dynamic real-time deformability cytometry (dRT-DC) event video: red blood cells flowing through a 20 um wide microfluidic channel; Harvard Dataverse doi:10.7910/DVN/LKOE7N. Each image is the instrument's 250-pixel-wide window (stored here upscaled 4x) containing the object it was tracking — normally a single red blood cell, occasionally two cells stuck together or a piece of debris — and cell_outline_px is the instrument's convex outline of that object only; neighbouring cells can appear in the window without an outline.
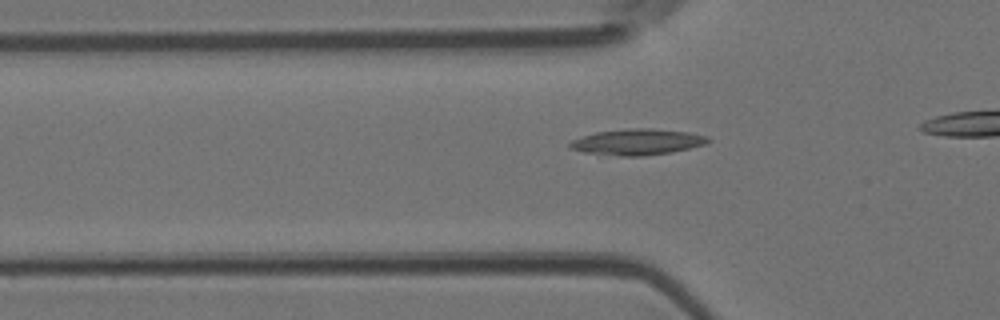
{"species": "Egyptian fruit bat (a non-hibernating species)", "species_latin": "Rousettus aegyptiacus", "temperature_condition": "room temperature", "stored_images_in_passage": 25, "camera_frame_rate_fps": 3000, "um_per_image_px": 0.085, "animal": {"sex": "female"}, "frame": {"image": 1, "passage_image": 10, "time_ms": 3.0, "image_size_px": [1000, 320], "cell_outline_px": [[712, 140], [704, 144], [672, 152], [644, 156], [620, 156], [584, 152], [568, 148], [568, 144], [572, 140], [596, 132], [628, 128], [652, 128], [688, 132], [708, 136]], "centroid_in_image_um": [54.17, 12.06], "position_along_channel_um": 71.6, "area_um2": 20.92}}
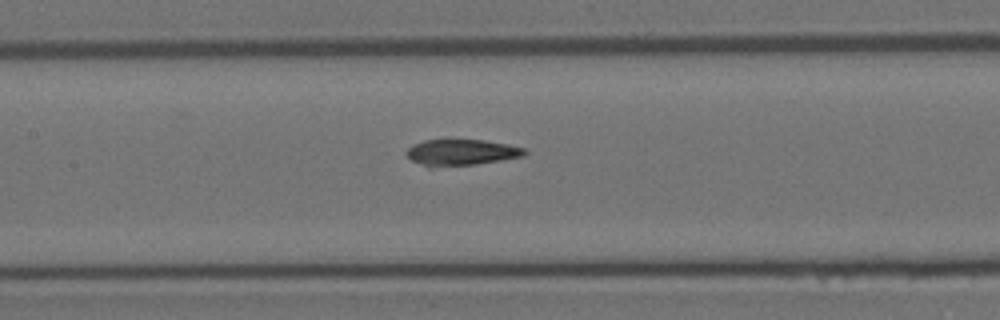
{"frame": {"image": 2, "passage_image": 17, "time_ms": 5.333, "image_size_px": [1000, 320], "cell_outline_px": [[528, 152], [524, 156], [476, 164], [428, 168], [412, 160], [404, 152], [412, 144], [424, 140], [484, 140], [508, 144], [524, 148]], "centroid_in_image_um": [39.18, 12.96], "position_along_channel_um": 168.2, "area_um2": 18.09}}
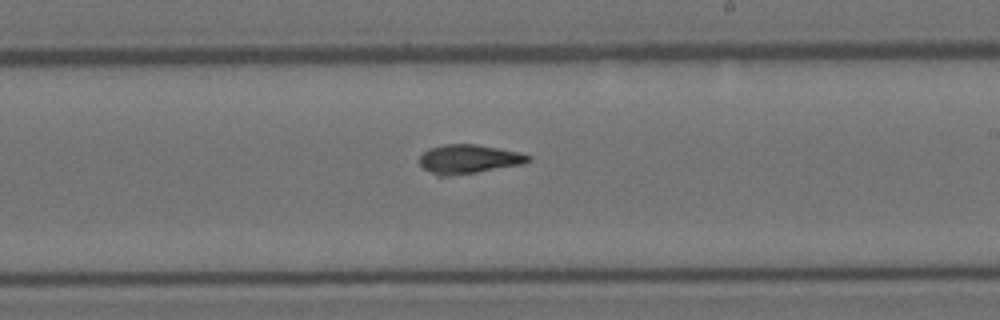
{"frame": {"image": 3, "passage_image": 23, "time_ms": 7.333, "image_size_px": [1000, 320], "cell_outline_px": [[532, 160], [524, 164], [476, 172], [448, 176], [436, 176], [424, 168], [420, 164], [420, 156], [428, 148], [444, 144], [476, 144], [520, 152], [532, 156]], "centroid_in_image_um": [39.86, 13.52], "position_along_channel_um": 249.1, "area_um2": 18.44}}